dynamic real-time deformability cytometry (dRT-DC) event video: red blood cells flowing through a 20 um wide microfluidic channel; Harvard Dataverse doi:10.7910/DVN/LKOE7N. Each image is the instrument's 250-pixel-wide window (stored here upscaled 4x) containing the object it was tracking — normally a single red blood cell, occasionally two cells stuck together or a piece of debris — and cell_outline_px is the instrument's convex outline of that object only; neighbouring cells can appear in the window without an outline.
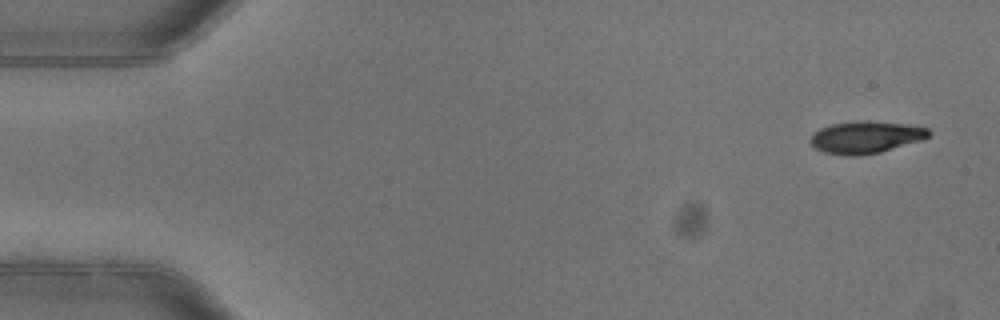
{"species": "common noctule bat (a hibernating species)", "species_latin": "Nyctalus noctula", "temperature_condition": "warm", "stored_images_in_passage": 4, "camera_frame_rate_fps": 3000, "um_per_image_px": 0.085, "animal": {"sex": "female"}, "frame": {"image": 1, "passage_image": 1, "time_ms": 0.0, "image_size_px": [1000, 320], "cell_outline_px": [[932, 132], [924, 140], [880, 152], [860, 156], [844, 156], [824, 152], [816, 148], [808, 140], [820, 128], [832, 124], [860, 120], [872, 120], [908, 124], [928, 128]], "centroid_in_image_um": [73.63, 11.66], "position_along_channel_um": 11.4, "area_um2": 22.48}}